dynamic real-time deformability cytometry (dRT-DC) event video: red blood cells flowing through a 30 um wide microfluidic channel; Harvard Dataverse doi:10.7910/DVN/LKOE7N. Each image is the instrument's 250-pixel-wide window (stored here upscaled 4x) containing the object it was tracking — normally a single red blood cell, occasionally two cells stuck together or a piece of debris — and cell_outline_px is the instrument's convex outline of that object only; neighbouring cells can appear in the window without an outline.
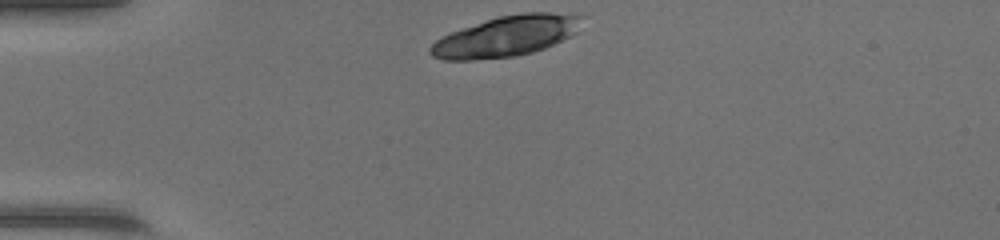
{"species": "common noctule bat (a hibernating species)", "species_latin": "Nyctalus noctula", "temperature_condition": "warm", "stored_images_in_passage": 37, "camera_frame_rate_fps": 3000, "um_per_image_px": 0.085, "animal": {"sex": "female", "body_mass_g": 17.0, "forearm_length_mm": 48.0}, "frame": {"image": 1, "passage_image": 1, "time_ms": 0.0, "image_size_px": [1000, 240], "cell_outline_px": [[588, 16], [576, 32], [544, 48], [532, 52], [516, 56], [472, 60], [444, 60], [432, 56], [428, 52], [428, 48], [436, 40], [452, 32], [500, 16], [520, 12], [548, 12]], "centroid_in_image_um": [43.05, 3.07], "position_along_channel_um": 41.9, "area_um2": 35.55}}